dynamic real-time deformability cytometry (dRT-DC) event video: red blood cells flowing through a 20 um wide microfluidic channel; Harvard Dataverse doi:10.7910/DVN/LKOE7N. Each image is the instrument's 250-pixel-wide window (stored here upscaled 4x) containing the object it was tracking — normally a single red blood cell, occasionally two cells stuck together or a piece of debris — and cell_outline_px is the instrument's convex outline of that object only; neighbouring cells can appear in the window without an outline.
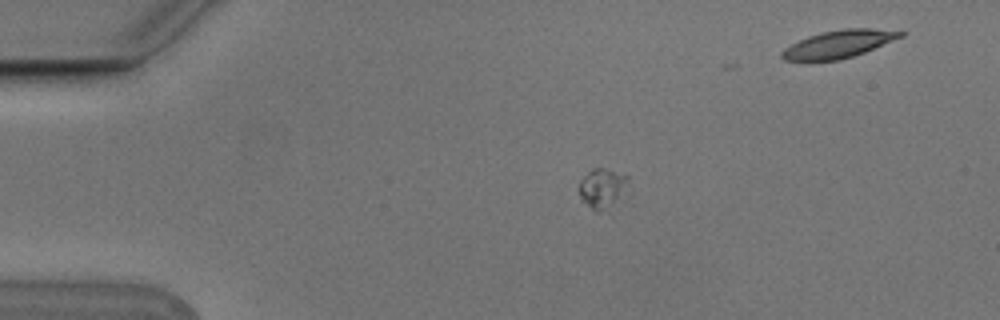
{"species": "Egyptian fruit bat (a non-hibernating species)", "species_latin": "Rousettus aegyptiacus", "temperature_condition": "cold", "stored_images_in_passage": 5, "camera_frame_rate_fps": 3000, "um_per_image_px": 0.085, "animal": {"sex": "male"}, "frame": {"image": 1, "passage_image": 3, "time_ms": 0.667, "image_size_px": [1000, 320], "cell_outline_px": [[628, 180], [616, 196], [600, 212], [596, 212], [580, 196], [580, 180], [592, 168], [600, 168], [628, 176]], "centroid_in_image_um": [51.09, 15.93], "position_along_channel_um": 33.9, "area_um2": 10.0}}